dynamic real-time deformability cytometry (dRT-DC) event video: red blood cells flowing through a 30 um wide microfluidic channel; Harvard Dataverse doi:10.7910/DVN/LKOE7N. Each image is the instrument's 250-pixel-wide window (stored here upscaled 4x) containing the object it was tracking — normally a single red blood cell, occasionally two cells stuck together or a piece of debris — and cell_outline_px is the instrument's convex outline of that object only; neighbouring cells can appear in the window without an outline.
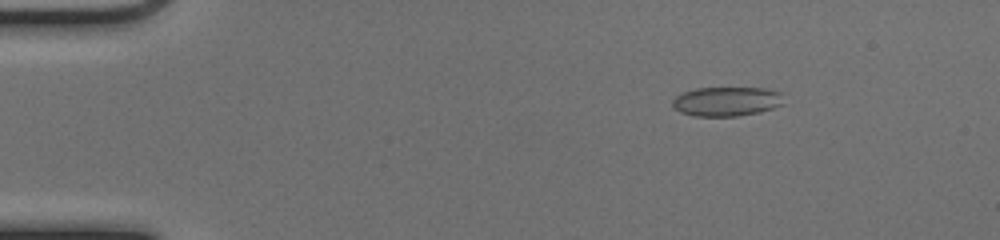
{"species": "common noctule bat (a hibernating species)", "species_latin": "Nyctalus noctula", "temperature_condition": "cold", "stored_images_in_passage": 45, "camera_frame_rate_fps": 3000, "um_per_image_px": 0.085, "animal": {"sex": "female", "body_mass_g": 17.0, "forearm_length_mm": 48.0}, "frame": {"image": 1, "passage_image": 1, "time_ms": 0.0, "image_size_px": [1000, 240], "cell_outline_px": [[784, 104], [760, 112], [736, 116], [692, 116], [680, 112], [672, 108], [672, 100], [676, 96], [684, 92], [696, 88], [764, 88], [780, 92]], "centroid_in_image_um": [61.73, 8.63], "position_along_channel_um": 23.3, "area_um2": 19.07}}
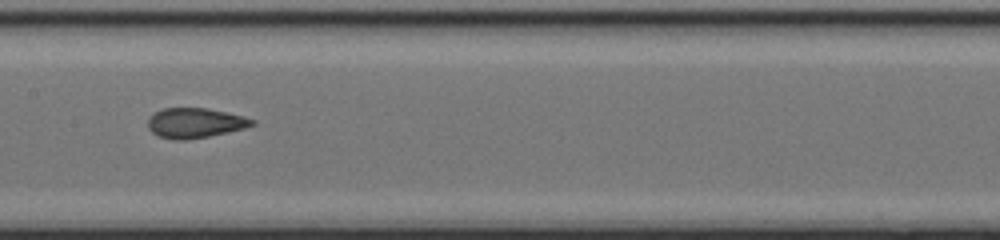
{"frame": {"image": 2, "passage_image": 20, "time_ms": 6.333, "image_size_px": [1000, 240], "cell_outline_px": [[256, 124], [244, 128], [228, 132], [208, 136], [184, 140], [172, 140], [160, 136], [152, 132], [148, 128], [148, 116], [164, 108], [208, 108], [244, 116], [256, 120]], "centroid_in_image_um": [16.58, 10.44], "position_along_channel_um": 190.8, "area_um2": 18.21}}
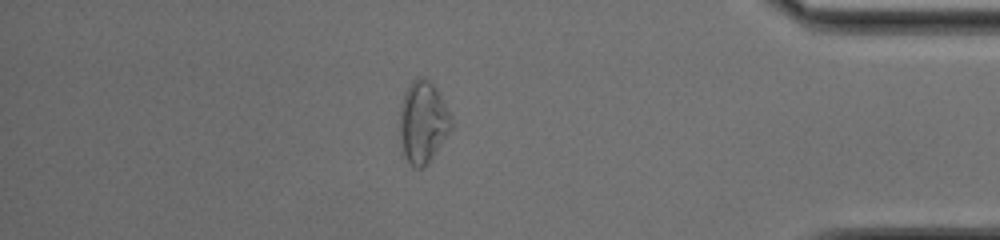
{"frame": {"image": 3, "passage_image": 38, "time_ms": 12.333, "image_size_px": [1000, 240], "cell_outline_px": [[452, 128], [424, 168], [416, 168], [400, 152], [400, 108], [404, 92], [408, 84], [416, 76], [424, 76], [436, 88], [452, 116]], "centroid_in_image_um": [35.93, 10.35], "position_along_channel_um": 399.3, "area_um2": 24.8}, "authors_computed_cell_mechanics": {"area_um2": 18.9584, "velocity_mm_per_s": 4.0406, "shape_relaxation_time_tau1_ms": null, "shape_relaxation_time_tau2_ms": 1.0736, "deformation_change_tau1": null, "deformation_change_tau2": 0.0449}}